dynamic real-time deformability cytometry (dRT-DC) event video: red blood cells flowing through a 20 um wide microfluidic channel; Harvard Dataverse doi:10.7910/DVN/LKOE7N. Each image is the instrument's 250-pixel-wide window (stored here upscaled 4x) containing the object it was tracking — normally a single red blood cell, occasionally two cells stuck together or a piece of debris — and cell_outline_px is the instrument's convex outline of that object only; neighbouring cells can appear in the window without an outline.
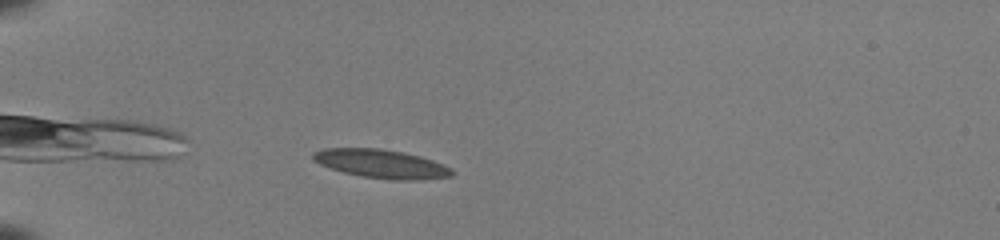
{"species": "common noctule bat (a hibernating species)", "species_latin": "Nyctalus noctula", "temperature_condition": "room temperature", "stored_images_in_passage": 41, "camera_frame_rate_fps": 3000, "um_per_image_px": 0.085, "animal": {"sex": "female", "body_mass_g": 22.0, "forearm_length_mm": 56.7}, "frame": {"image": 1, "passage_image": 4, "time_ms": 1.0, "image_size_px": [1000, 240], "cell_outline_px": [[456, 172], [452, 176], [416, 180], [396, 180], [364, 176], [344, 172], [320, 164], [312, 160], [312, 152], [324, 148], [380, 148], [404, 152], [420, 156], [444, 164], [452, 168]], "centroid_in_image_um": [32.44, 13.91], "position_along_channel_um": 52.6, "area_um2": 23.18}}
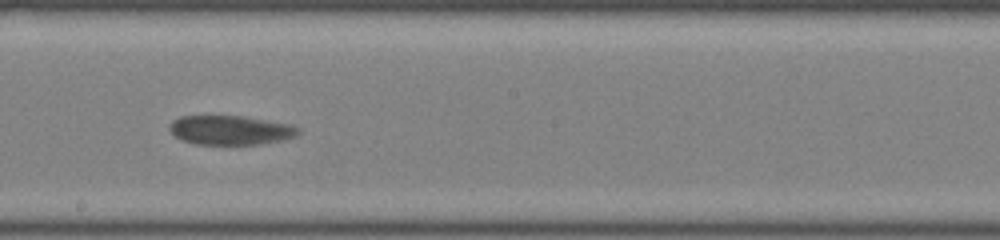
{"frame": {"image": 2, "passage_image": 20, "time_ms": 6.333, "image_size_px": [1000, 240], "cell_outline_px": [[300, 132], [296, 136], [280, 140], [256, 144], [196, 144], [184, 140], [176, 136], [168, 128], [168, 124], [172, 120], [180, 116], [244, 116], [292, 124], [300, 128]], "centroid_in_image_um": [19.6, 11.04], "position_along_channel_um": 228.6, "area_um2": 21.91}}
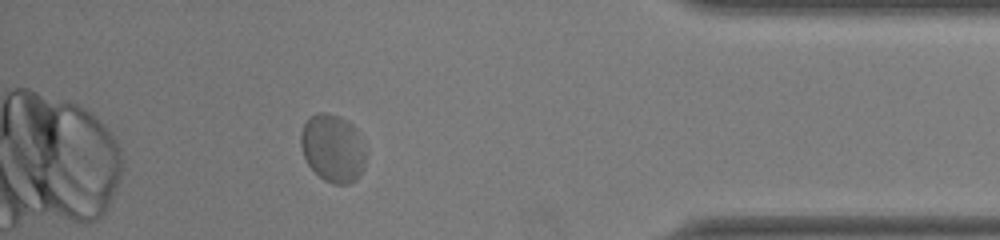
{"frame": {"image": 3, "passage_image": 36, "time_ms": 11.667, "image_size_px": [1000, 240], "cell_outline_px": [[364, 168], [356, 180], [348, 184], [332, 184], [324, 180], [308, 164], [304, 156], [300, 144], [300, 132], [308, 116], [316, 112], [324, 112], [340, 116], [352, 124], [356, 128], [364, 144]], "centroid_in_image_um": [28.28, 12.57], "position_along_channel_um": 406.9, "area_um2": 25.89}}